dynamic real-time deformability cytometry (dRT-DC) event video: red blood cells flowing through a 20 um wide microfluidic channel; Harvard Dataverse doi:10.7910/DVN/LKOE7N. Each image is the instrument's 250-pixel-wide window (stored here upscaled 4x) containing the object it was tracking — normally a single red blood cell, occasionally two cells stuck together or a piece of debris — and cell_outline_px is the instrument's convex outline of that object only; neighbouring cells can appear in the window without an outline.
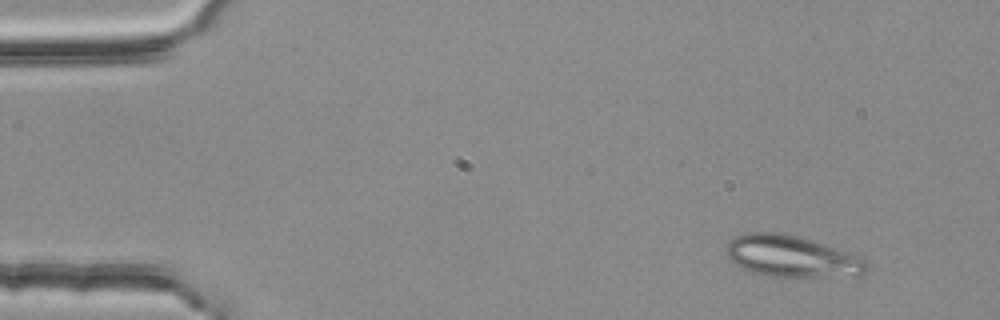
{"species": "common noctule bat (a hibernating species)", "species_latin": "Nyctalus noctula", "temperature_condition": "room temperature", "stored_images_in_passage": 3, "camera_frame_rate_fps": 3000, "um_per_image_px": 0.085, "animal": {"sex": "female", "body_mass_g": 25.1}, "frame": {"image": 1, "passage_image": 1, "time_ms": 0.0, "image_size_px": [1000, 320], "cell_outline_px": [[868, 268], [860, 276], [772, 276], [748, 272], [732, 264], [724, 248], [728, 240], [736, 236], [748, 232], [780, 232], [812, 240], [864, 256], [868, 264]], "centroid_in_image_um": [67.28, 21.78], "position_along_channel_um": 17.7, "area_um2": 34.51}}